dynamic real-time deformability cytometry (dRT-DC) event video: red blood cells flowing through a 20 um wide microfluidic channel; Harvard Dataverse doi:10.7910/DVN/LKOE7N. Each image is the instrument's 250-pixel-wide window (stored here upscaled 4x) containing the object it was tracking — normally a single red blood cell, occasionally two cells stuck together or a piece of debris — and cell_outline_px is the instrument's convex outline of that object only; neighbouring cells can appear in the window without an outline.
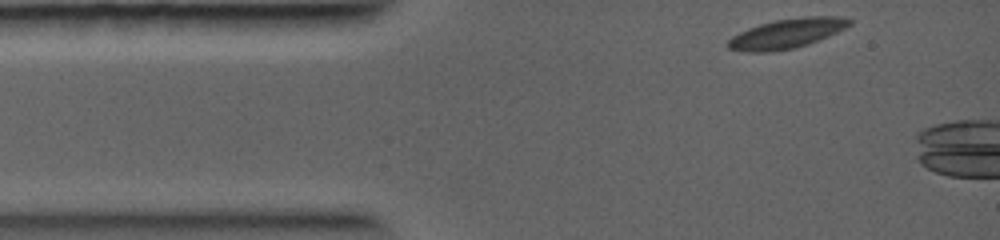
{"species": "common noctule bat (a hibernating species)", "species_latin": "Nyctalus noctula", "temperature_condition": "warm", "stored_images_in_passage": 14, "camera_frame_rate_fps": 5000, "um_per_image_px": 0.085, "animal": {"sex": "female", "body_mass_g": 19.0, "forearm_length_mm": 56.7}, "frame": {"image": 1, "passage_image": 1, "time_ms": 0.0, "image_size_px": [1000, 240], "cell_outline_px": [[852, 24], [828, 36], [808, 44], [796, 48], [772, 52], [748, 52], [728, 48], [724, 44], [732, 36], [748, 28], [760, 24], [776, 20], [804, 16], [844, 16], [852, 20]], "centroid_in_image_um": [66.88, 2.85], "position_along_channel_um": 18.1, "area_um2": 21.1}}
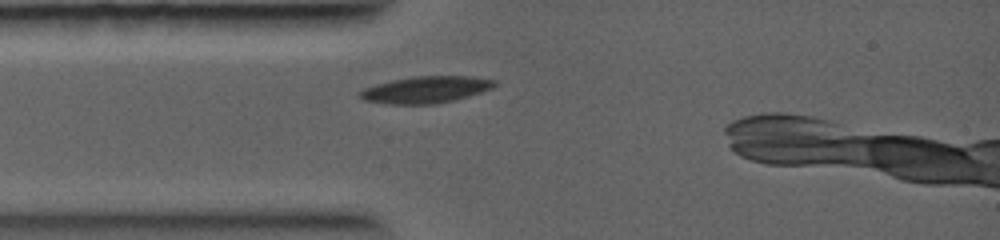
{"frame": {"image": 2, "passage_image": 5, "time_ms": 1.6, "image_size_px": [1000, 240], "cell_outline_px": [[500, 84], [492, 88], [456, 100], [436, 104], [388, 104], [364, 100], [356, 96], [364, 88], [376, 84], [392, 80], [412, 76], [468, 76], [496, 80]], "centroid_in_image_um": [36.2, 7.62], "position_along_channel_um": 48.8, "area_um2": 21.15}}